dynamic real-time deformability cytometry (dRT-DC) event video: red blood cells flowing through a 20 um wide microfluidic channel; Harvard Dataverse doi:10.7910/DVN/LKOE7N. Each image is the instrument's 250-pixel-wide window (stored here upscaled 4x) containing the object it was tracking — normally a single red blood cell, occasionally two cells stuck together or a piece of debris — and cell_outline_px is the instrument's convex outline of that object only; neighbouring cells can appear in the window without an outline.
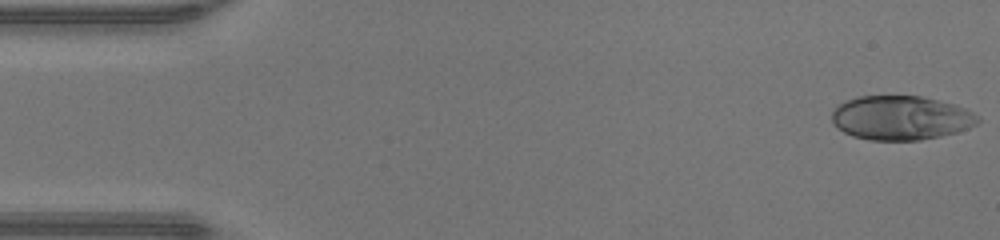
{"species": "human", "species_latin": "Homo sapiens", "temperature_condition": "warm", "stored_images_in_passage": 47, "camera_frame_rate_fps": 3000, "um_per_image_px": 0.085, "donor": {"sex": "male"}, "frame": {"image": 1, "passage_image": 1, "time_ms": 0.0, "image_size_px": [1000, 240], "cell_outline_px": [[980, 120], [976, 124], [968, 128], [956, 132], [940, 136], [920, 140], [868, 140], [852, 136], [844, 132], [832, 120], [832, 112], [840, 104], [856, 96], [920, 96], [956, 104], [980, 116]], "centroid_in_image_um": [76.6, 10.02], "position_along_channel_um": 8.4, "area_um2": 37.45}}
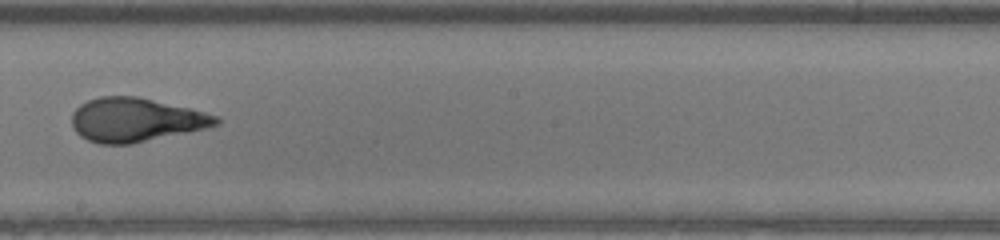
{"frame": {"image": 2, "passage_image": 26, "time_ms": 8.333, "image_size_px": [1000, 240], "cell_outline_px": [[220, 124], [208, 128], [132, 144], [100, 144], [88, 140], [80, 136], [76, 132], [72, 124], [72, 112], [80, 104], [88, 100], [100, 96], [136, 96], [188, 108], [204, 112], [216, 116], [220, 120]], "centroid_in_image_um": [11.52, 10.2], "position_along_channel_um": 236.7, "area_um2": 36.82}}
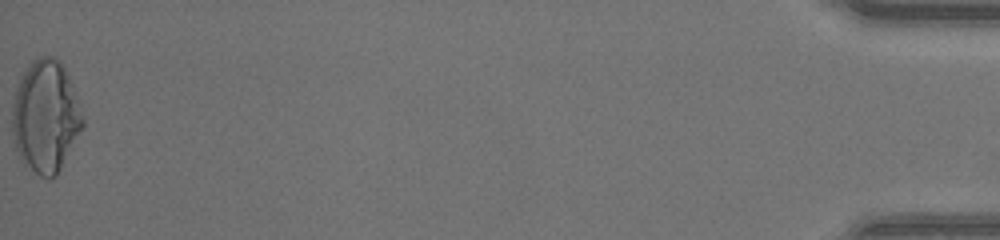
{"frame": {"image": 3, "passage_image": 47, "time_ms": 15.333, "image_size_px": [1000, 240], "cell_outline_px": [[84, 124], [56, 176], [48, 180], [40, 176], [20, 160], [16, 148], [12, 132], [12, 104], [16, 88], [24, 72], [32, 60], [36, 56], [52, 56], [64, 68], [68, 76], [76, 96], [84, 120]], "centroid_in_image_um": [3.85, 9.92], "position_along_channel_um": 431.3, "area_um2": 45.66}, "authors_computed_cell_mechanics": {"area_um2": 37.57, "velocity_mm_per_s": 4.38, "shape_relaxation_time_tau1_ms": 8.1925, "shape_relaxation_time_tau2_ms": null, "deformation_change_tau1": 0.3464, "deformation_change_tau2": null}}